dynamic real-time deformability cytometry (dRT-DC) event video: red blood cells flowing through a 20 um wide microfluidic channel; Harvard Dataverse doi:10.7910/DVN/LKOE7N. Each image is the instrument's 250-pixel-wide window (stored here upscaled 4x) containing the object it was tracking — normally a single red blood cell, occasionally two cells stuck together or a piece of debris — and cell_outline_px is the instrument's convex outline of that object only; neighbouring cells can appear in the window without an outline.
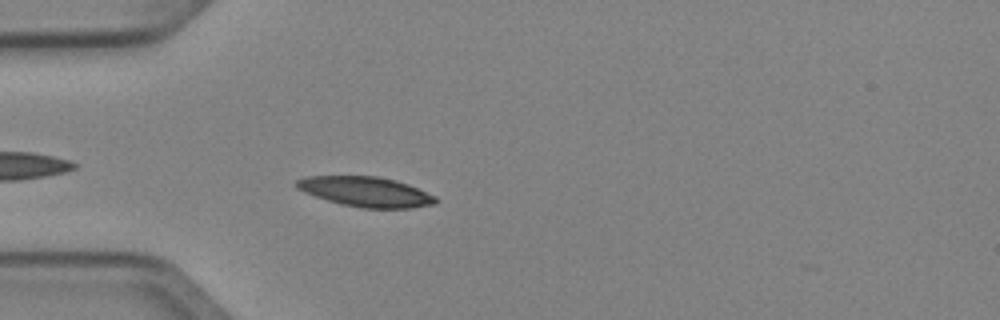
{"species": "Egyptian fruit bat (a non-hibernating species)", "species_latin": "Rousettus aegyptiacus", "temperature_condition": "cold", "stored_images_in_passage": 38, "camera_frame_rate_fps": 3000, "um_per_image_px": 0.085, "animal": {"sex": "female"}, "frame": {"image": 1, "passage_image": 4, "time_ms": 1.0, "image_size_px": [1000, 320], "cell_outline_px": [[436, 204], [408, 208], [364, 208], [340, 204], [304, 192], [296, 188], [296, 180], [308, 176], [376, 176], [396, 180], [408, 184], [436, 196]], "centroid_in_image_um": [31.09, 16.29], "position_along_channel_um": 53.9, "area_um2": 24.16}}
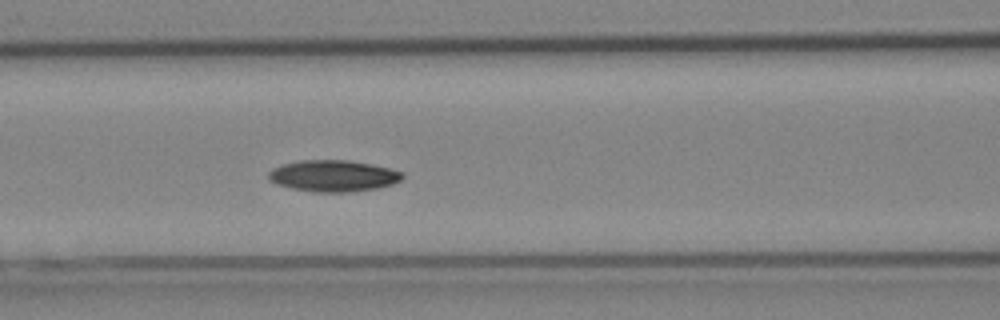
{"frame": {"image": 2, "passage_image": 11, "time_ms": 3.333, "image_size_px": [1000, 320], "cell_outline_px": [[404, 176], [400, 180], [392, 184], [376, 188], [348, 192], [312, 192], [292, 188], [276, 184], [268, 180], [268, 172], [272, 168], [284, 164], [300, 160], [348, 160], [372, 164], [404, 172]], "centroid_in_image_um": [28.31, 14.94], "position_along_channel_um": 138.3, "area_um2": 24.57}}
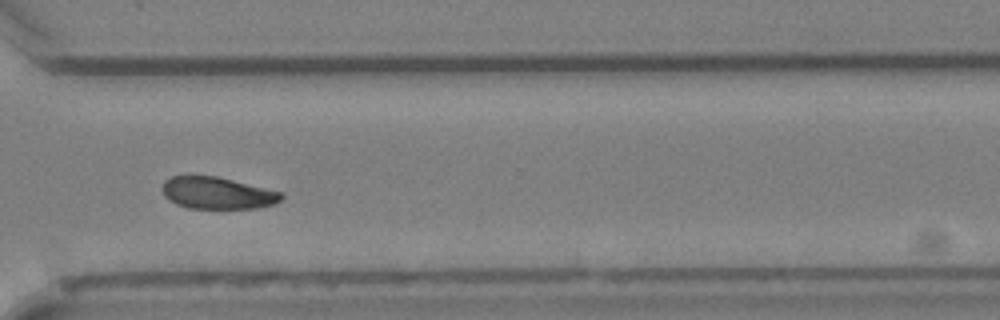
{"frame": {"image": 3, "passage_image": 27, "time_ms": 8.667, "image_size_px": [1000, 320], "cell_outline_px": [[284, 196], [280, 200], [272, 204], [256, 208], [188, 208], [176, 204], [168, 200], [164, 196], [160, 188], [164, 180], [172, 176], [216, 176], [280, 192]], "centroid_in_image_um": [18.39, 16.41], "position_along_channel_um": 352.2, "area_um2": 21.96}}